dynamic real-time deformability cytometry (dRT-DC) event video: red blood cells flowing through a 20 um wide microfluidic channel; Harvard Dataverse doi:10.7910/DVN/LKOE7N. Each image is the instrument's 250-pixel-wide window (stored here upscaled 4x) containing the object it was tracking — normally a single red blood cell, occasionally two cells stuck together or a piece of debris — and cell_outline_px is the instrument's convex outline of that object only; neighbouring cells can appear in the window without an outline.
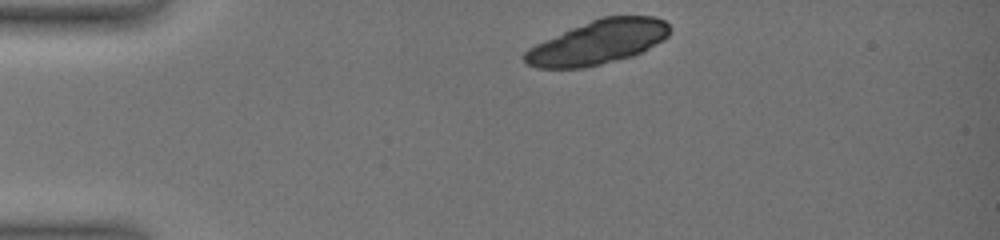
{"species": "common noctule bat (a hibernating species)", "species_latin": "Nyctalus noctula", "temperature_condition": "warm", "stored_images_in_passage": 14, "camera_frame_rate_fps": 3000, "um_per_image_px": 0.085, "animal": {"sex": "female", "body_mass_g": 19.0, "forearm_length_mm": 51.5}, "frame": {"image": 1, "passage_image": 1, "time_ms": 0.0, "image_size_px": [1000, 240], "cell_outline_px": [[672, 28], [668, 36], [664, 40], [644, 52], [632, 56], [584, 68], [536, 68], [528, 64], [524, 60], [524, 52], [528, 48], [544, 40], [600, 16], [656, 16], [664, 20]], "centroid_in_image_um": [50.88, 3.59], "position_along_channel_um": 34.1, "area_um2": 37.28}}